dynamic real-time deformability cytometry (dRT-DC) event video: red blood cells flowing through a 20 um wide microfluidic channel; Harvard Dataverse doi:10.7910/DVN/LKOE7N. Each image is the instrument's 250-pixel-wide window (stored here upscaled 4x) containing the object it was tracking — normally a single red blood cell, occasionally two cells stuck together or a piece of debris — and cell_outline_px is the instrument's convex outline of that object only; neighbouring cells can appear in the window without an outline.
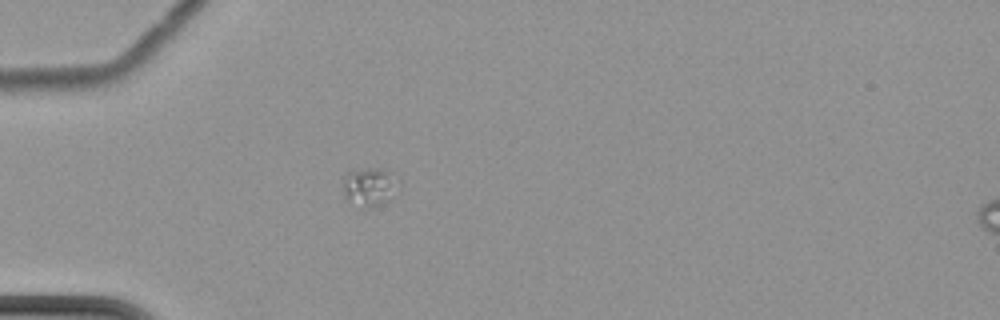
{"species": "common noctule bat (a hibernating species)", "species_latin": "Nyctalus noctula", "temperature_condition": "cold", "stored_images_in_passage": 1, "camera_frame_rate_fps": 3000, "um_per_image_px": 0.085, "animal": {"sex": "female", "body_mass_g": 22.7, "forearm_length_mm": 54.2}, "frame": {"image": 1, "passage_image": 1, "time_ms": 0.0, "image_size_px": [1000, 320], "cell_outline_px": [[392, 200], [376, 208], [364, 208], [344, 200], [344, 176], [348, 172], [372, 168], [384, 168], [392, 172]], "centroid_in_image_um": [31.33, 15.93], "position_along_channel_um": 53.7, "area_um2": 12.2}}